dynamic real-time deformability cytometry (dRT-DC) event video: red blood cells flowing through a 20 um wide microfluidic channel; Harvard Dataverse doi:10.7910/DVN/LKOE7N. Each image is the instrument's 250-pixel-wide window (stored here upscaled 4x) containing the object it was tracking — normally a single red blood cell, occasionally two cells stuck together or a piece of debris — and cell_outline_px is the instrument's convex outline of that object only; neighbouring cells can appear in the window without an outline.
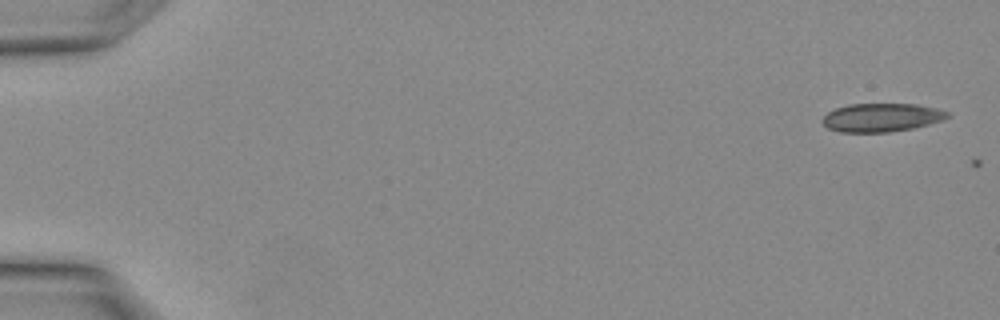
{"species": "Egyptian fruit bat (a non-hibernating species)", "species_latin": "Rousettus aegyptiacus", "temperature_condition": "warm", "stored_images_in_passage": 3, "camera_frame_rate_fps": 3000, "um_per_image_px": 0.085, "animal": {"sex": "female"}, "frame": {"image": 1, "passage_image": 1, "time_ms": 0.0, "image_size_px": [1000, 320], "cell_outline_px": [[948, 116], [940, 120], [928, 124], [912, 128], [888, 132], [840, 132], [828, 128], [820, 120], [828, 112], [836, 108], [848, 104], [916, 104], [936, 108], [948, 112]], "centroid_in_image_um": [74.88, 9.98], "position_along_channel_um": 10.1, "area_um2": 20.52}}